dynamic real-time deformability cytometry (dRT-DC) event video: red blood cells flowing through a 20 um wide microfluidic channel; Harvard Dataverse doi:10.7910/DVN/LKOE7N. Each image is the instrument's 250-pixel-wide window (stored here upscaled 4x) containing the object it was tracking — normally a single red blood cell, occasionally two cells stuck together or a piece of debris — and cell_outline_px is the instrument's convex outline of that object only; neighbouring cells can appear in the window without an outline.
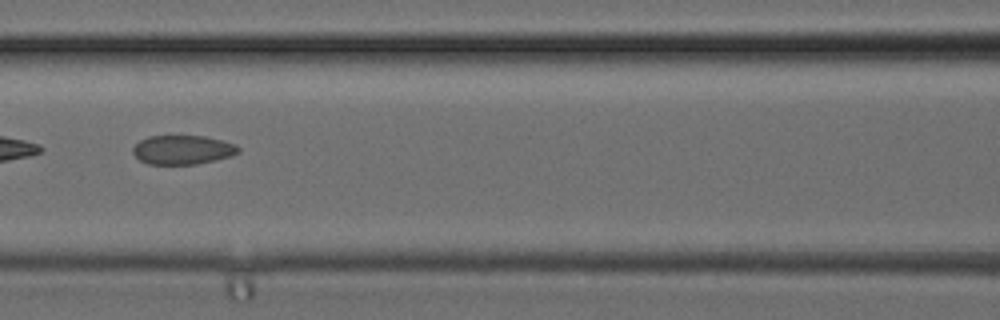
{"species": "common noctule bat (a hibernating species)", "species_latin": "Nyctalus noctula", "temperature_condition": "cold", "stored_images_in_passage": 33, "camera_frame_rate_fps": 3000, "um_per_image_px": 0.085, "animal": {"sex": "female", "body_mass_g": 24.6, "forearm_length_mm": 56.2}, "frame": {"image": 1, "passage_image": 15, "time_ms": 4.667, "image_size_px": [1000, 320], "cell_outline_px": [[240, 152], [232, 156], [216, 160], [196, 164], [148, 164], [140, 160], [132, 152], [132, 148], [140, 140], [148, 136], [204, 136], [236, 144], [240, 148]], "centroid_in_image_um": [15.54, 12.73], "position_along_channel_um": 151.1, "area_um2": 17.92}}
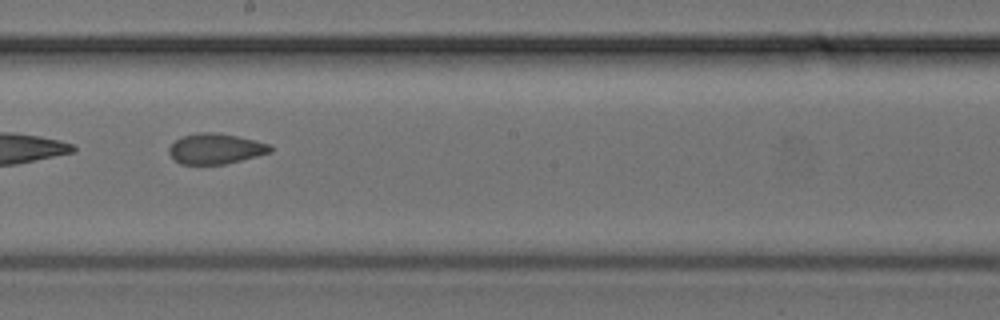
{"frame": {"image": 2, "passage_image": 19, "time_ms": 6.0, "image_size_px": [1000, 320], "cell_outline_px": [[272, 152], [224, 164], [180, 164], [168, 152], [168, 148], [176, 140], [184, 136], [200, 132], [212, 132], [236, 136], [268, 144], [272, 148]], "centroid_in_image_um": [18.3, 12.65], "position_along_channel_um": 229.9, "area_um2": 17.57}}